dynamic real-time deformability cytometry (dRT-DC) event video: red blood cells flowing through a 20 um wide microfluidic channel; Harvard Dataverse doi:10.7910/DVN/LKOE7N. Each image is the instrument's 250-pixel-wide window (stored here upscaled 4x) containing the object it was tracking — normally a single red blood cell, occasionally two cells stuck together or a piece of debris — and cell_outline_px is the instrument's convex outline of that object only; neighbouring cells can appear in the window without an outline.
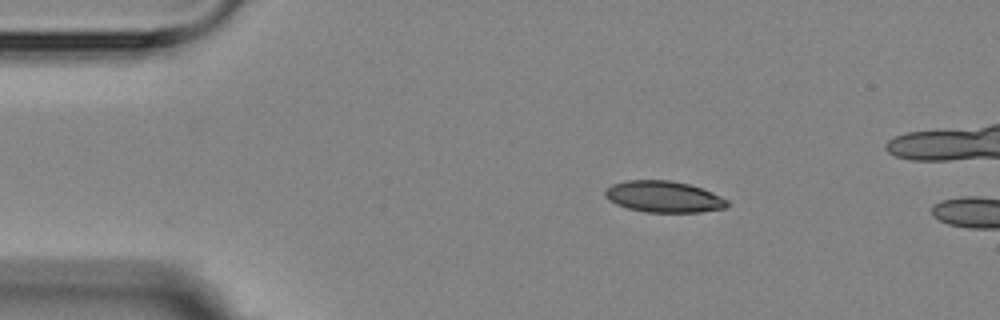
{"species": "Egyptian fruit bat (a non-hibernating species)", "species_latin": "Rousettus aegyptiacus", "temperature_condition": "room temperature", "stored_images_in_passage": 3, "camera_frame_rate_fps": 3000, "um_per_image_px": 0.085, "animal": {"sex": "female"}, "frame": {"image": 1, "passage_image": 2, "time_ms": 1.333, "image_size_px": [1000, 320], "cell_outline_px": [[728, 204], [724, 208], [700, 212], [644, 212], [628, 208], [616, 204], [608, 200], [604, 196], [604, 188], [612, 184], [624, 180], [672, 180], [688, 184], [712, 192], [728, 200]], "centroid_in_image_um": [56.35, 16.71], "position_along_channel_um": 28.6, "area_um2": 22.43}}